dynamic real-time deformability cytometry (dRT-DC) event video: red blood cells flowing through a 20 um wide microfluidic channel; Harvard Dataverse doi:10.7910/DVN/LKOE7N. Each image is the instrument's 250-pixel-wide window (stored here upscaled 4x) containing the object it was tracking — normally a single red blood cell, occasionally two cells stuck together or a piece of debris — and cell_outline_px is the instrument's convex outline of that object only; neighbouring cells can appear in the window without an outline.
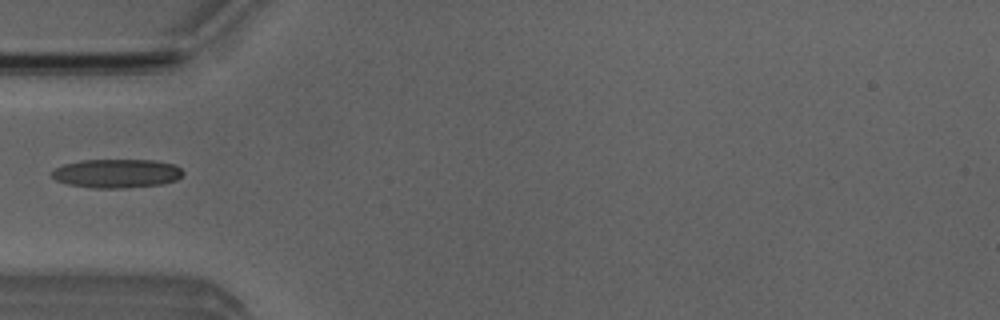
{"species": "Egyptian fruit bat (a non-hibernating species)", "species_latin": "Rousettus aegyptiacus", "temperature_condition": "room temperature", "stored_images_in_passage": 4, "camera_frame_rate_fps": 3000, "um_per_image_px": 0.085, "animal": {"sex": "male"}, "frame": {"image": 1, "passage_image": 4, "time_ms": 1.0, "image_size_px": [1000, 320], "cell_outline_px": [[184, 172], [176, 180], [164, 184], [124, 188], [92, 188], [68, 184], [56, 180], [52, 176], [52, 172], [56, 168], [64, 164], [80, 160], [152, 160], [172, 164], [180, 168]], "centroid_in_image_um": [9.92, 14.74], "position_along_channel_um": 75.1, "area_um2": 21.96}}